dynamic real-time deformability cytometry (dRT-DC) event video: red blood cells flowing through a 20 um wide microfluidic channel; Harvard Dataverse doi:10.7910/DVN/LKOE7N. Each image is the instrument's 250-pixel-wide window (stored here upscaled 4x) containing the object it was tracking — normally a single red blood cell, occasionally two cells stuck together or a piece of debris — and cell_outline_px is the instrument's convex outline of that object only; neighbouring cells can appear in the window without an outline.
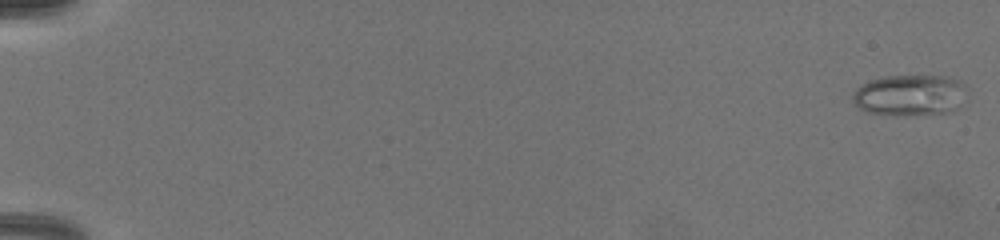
{"species": "common noctule bat (a hibernating species)", "species_latin": "Nyctalus noctula", "temperature_condition": "warm", "stored_images_in_passage": 4, "camera_frame_rate_fps": 3000, "um_per_image_px": 0.085, "animal": {"sex": "female", "body_mass_g": 19.5, "forearm_length_mm": 54.1}, "frame": {"image": 1, "passage_image": 1, "time_ms": 0.0, "image_size_px": [1000, 240], "cell_outline_px": [[960, 104], [952, 112], [868, 112], [860, 108], [852, 100], [852, 96], [856, 88], [872, 80], [888, 76], [948, 76], [960, 80]], "centroid_in_image_um": [77.27, 8.03], "position_along_channel_um": 7.7, "area_um2": 25.49}}